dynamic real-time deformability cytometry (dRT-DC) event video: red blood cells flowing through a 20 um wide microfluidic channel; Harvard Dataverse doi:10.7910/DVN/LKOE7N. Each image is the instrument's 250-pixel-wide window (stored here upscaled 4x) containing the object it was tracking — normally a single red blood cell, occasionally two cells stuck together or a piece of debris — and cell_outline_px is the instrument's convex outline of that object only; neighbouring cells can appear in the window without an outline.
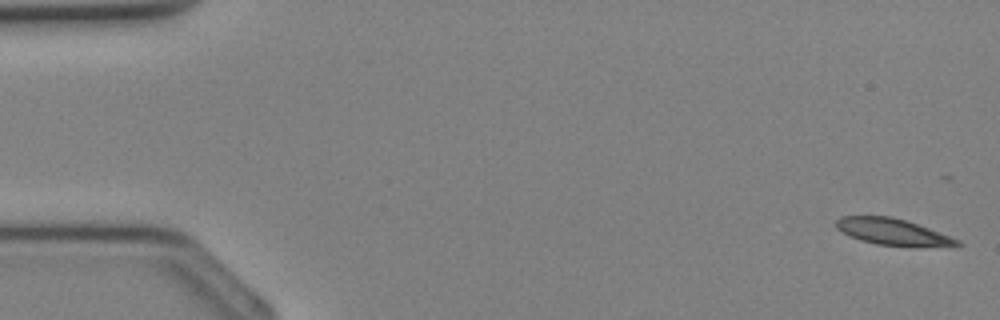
{"species": "Egyptian fruit bat (a non-hibernating species)", "species_latin": "Rousettus aegyptiacus", "temperature_condition": "cold", "stored_images_in_passage": 10, "camera_frame_rate_fps": 3000, "um_per_image_px": 0.085, "animal": {"sex": "female"}, "frame": {"image": 1, "passage_image": 1, "time_ms": 0.0, "image_size_px": [1000, 320], "cell_outline_px": [[964, 244], [960, 248], [876, 244], [860, 240], [836, 228], [836, 220], [840, 216], [888, 216], [904, 220], [928, 228], [960, 240]], "centroid_in_image_um": [75.98, 19.73], "position_along_channel_um": 9.0, "area_um2": 18.61}}